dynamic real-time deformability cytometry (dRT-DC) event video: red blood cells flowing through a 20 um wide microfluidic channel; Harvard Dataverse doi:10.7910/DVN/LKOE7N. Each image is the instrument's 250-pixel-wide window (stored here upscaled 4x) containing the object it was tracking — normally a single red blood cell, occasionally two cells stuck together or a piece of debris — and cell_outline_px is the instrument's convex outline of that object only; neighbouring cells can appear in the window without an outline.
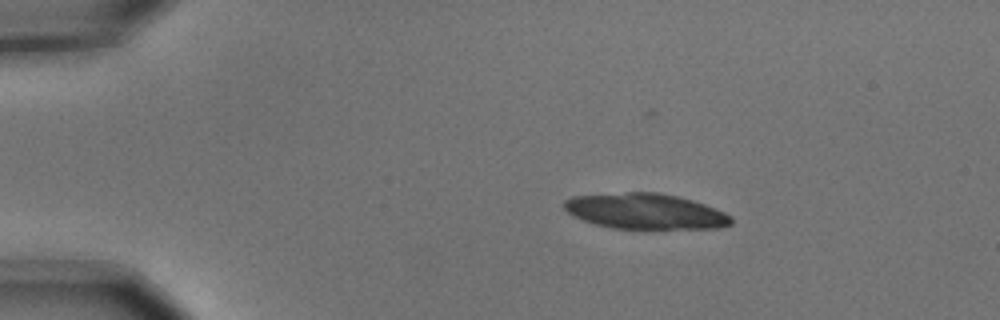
{"species": "common noctule bat (a hibernating species)", "species_latin": "Nyctalus noctula", "temperature_condition": "cold", "stored_images_in_passage": 5, "camera_frame_rate_fps": 3000, "um_per_image_px": 0.085, "animal": {"sex": "male", "body_mass_g": 15.6}, "frame": {"image": 1, "passage_image": 1, "time_ms": 0.0, "image_size_px": [1000, 320], "cell_outline_px": [[732, 224], [720, 228], [612, 228], [596, 224], [584, 220], [568, 212], [564, 208], [564, 200], [572, 196], [628, 192], [660, 192], [692, 200], [716, 208], [732, 216]], "centroid_in_image_um": [54.88, 17.95], "position_along_channel_um": 30.1, "area_um2": 34.39}}